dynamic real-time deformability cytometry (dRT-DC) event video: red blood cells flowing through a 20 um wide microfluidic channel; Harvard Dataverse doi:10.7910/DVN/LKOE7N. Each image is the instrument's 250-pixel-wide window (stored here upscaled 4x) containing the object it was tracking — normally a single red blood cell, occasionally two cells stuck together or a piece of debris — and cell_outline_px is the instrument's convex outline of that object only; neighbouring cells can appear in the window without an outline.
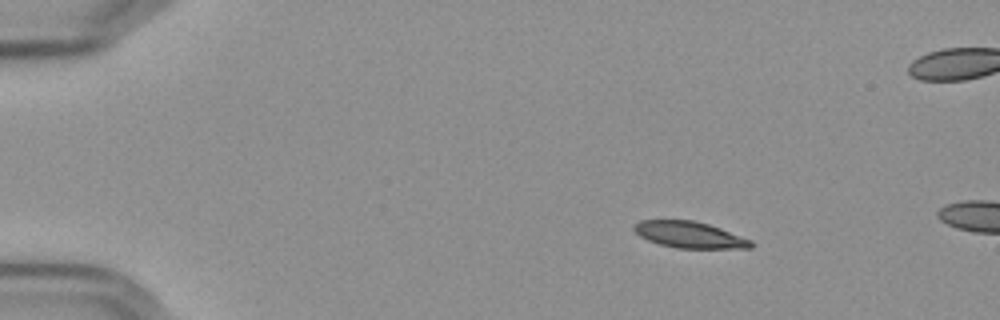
{"species": "Egyptian fruit bat (a non-hibernating species)", "species_latin": "Rousettus aegyptiacus", "temperature_condition": "cold", "stored_images_in_passage": 6, "camera_frame_rate_fps": 3000, "um_per_image_px": 0.085, "frame": {"image": 1, "passage_image": 1, "time_ms": 0.0, "image_size_px": [1000, 320], "cell_outline_px": [[756, 244], [752, 248], [676, 248], [660, 244], [648, 240], [640, 236], [632, 228], [632, 224], [640, 220], [692, 220], [708, 224], [720, 228], [752, 240]], "centroid_in_image_um": [58.61, 19.95], "position_along_channel_um": 26.4, "area_um2": 18.03}}